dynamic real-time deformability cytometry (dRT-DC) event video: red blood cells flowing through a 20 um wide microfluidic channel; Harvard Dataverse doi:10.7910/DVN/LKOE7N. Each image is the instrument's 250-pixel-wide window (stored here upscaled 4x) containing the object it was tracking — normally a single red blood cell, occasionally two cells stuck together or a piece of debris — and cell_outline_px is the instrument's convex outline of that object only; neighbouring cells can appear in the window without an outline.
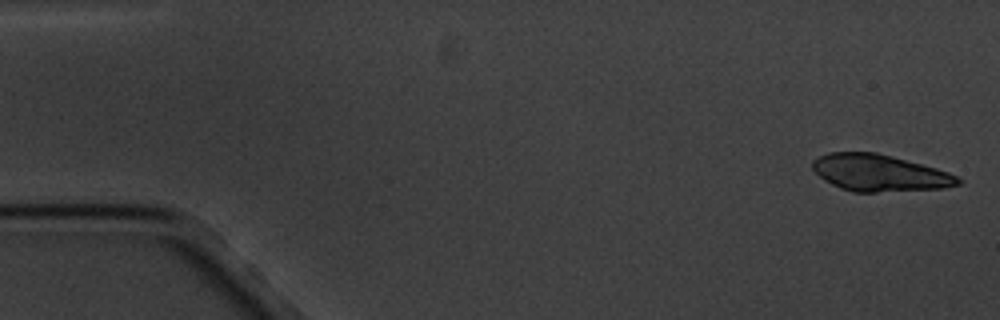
{"species": "common noctule bat (a hibernating species)", "species_latin": "Nyctalus noctula", "temperature_condition": "cold", "stored_images_in_passage": 5, "camera_frame_rate_fps": 3000, "um_per_image_px": 0.085, "animal": {"sex": "male", "body_mass_g": 20.1, "forearm_length_mm": 53.5}, "frame": {"image": 1, "passage_image": 1, "time_ms": 0.0, "image_size_px": [1000, 320], "cell_outline_px": [[964, 180], [960, 184], [944, 188], [876, 192], [852, 192], [840, 188], [824, 180], [812, 168], [812, 160], [828, 152], [876, 152], [892, 156], [936, 168], [948, 172]], "centroid_in_image_um": [74.75, 14.7], "position_along_channel_um": 10.2, "area_um2": 31.1}}